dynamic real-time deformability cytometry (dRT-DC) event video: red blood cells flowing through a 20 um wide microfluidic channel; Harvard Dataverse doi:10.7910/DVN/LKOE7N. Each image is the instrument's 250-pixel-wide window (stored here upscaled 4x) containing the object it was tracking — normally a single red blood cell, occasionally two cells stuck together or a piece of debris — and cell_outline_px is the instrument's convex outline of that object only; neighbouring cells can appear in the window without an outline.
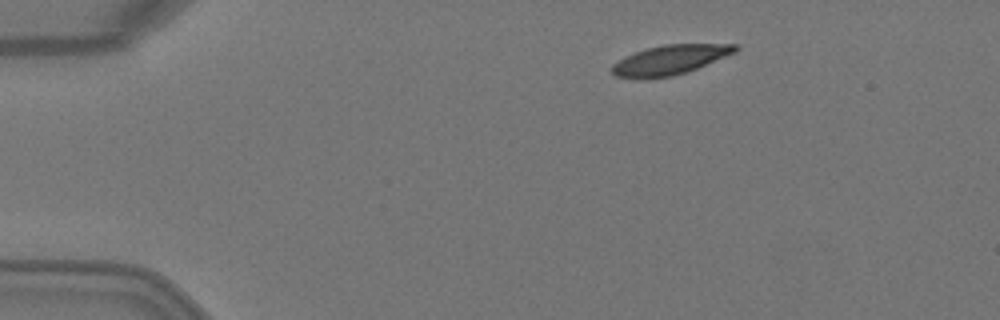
{"species": "Egyptian fruit bat (a non-hibernating species)", "species_latin": "Rousettus aegyptiacus", "temperature_condition": "warm", "stored_images_in_passage": 4, "segment_of_instrument_passage": [1, 2], "camera_frame_rate_fps": 3000, "um_per_image_px": 0.085, "animal": {"sex": "female"}, "frame": {"image": 1, "passage_image": 2, "time_ms": 0.333, "image_size_px": [1000, 320], "cell_outline_px": [[740, 48], [736, 52], [688, 72], [672, 76], [616, 76], [612, 72], [612, 64], [624, 56], [648, 48], [664, 44], [736, 44]], "centroid_in_image_um": [57.02, 5.05], "position_along_channel_um": 28.0, "area_um2": 20.63}}